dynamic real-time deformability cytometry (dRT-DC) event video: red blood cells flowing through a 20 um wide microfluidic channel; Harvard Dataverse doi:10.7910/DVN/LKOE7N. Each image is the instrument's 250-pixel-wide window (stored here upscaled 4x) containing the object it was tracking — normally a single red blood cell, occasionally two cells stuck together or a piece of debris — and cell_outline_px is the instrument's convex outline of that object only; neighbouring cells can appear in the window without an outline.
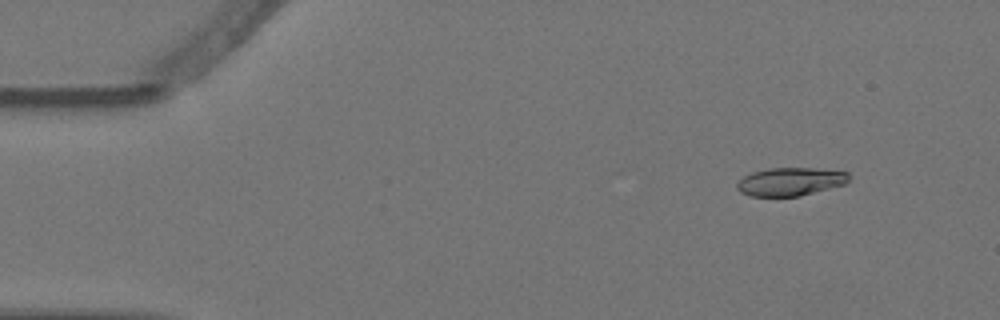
{"species": "Egyptian fruit bat (a non-hibernating species)", "species_latin": "Rousettus aegyptiacus", "temperature_condition": "warm", "stored_images_in_passage": 6, "segment_of_instrument_passage": [1, 2], "camera_frame_rate_fps": 3000, "um_per_image_px": 0.085, "animal": {"sex": "female"}, "frame": {"image": 1, "passage_image": 2, "time_ms": 0.333, "image_size_px": [1000, 320], "cell_outline_px": [[848, 180], [844, 184], [800, 196], [752, 196], [740, 192], [736, 188], [736, 184], [744, 176], [752, 172], [768, 168], [816, 168], [848, 172]], "centroid_in_image_um": [67.15, 15.43], "position_along_channel_um": 17.8, "area_um2": 18.26}}
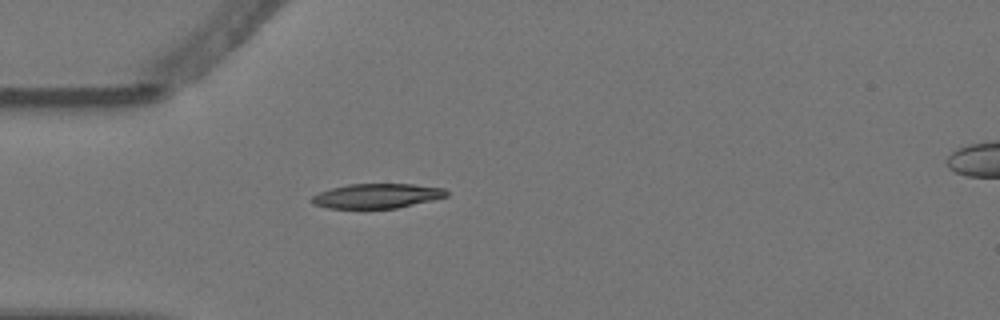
{"frame": {"image": 2, "passage_image": 5, "time_ms": 1.333, "image_size_px": [1000, 320], "cell_outline_px": [[448, 196], [432, 200], [396, 208], [360, 212], [328, 208], [312, 204], [312, 196], [320, 192], [332, 188], [348, 184], [412, 184], [444, 188], [448, 192]], "centroid_in_image_um": [31.98, 16.7], "position_along_channel_um": 53.0, "area_um2": 20.17}}